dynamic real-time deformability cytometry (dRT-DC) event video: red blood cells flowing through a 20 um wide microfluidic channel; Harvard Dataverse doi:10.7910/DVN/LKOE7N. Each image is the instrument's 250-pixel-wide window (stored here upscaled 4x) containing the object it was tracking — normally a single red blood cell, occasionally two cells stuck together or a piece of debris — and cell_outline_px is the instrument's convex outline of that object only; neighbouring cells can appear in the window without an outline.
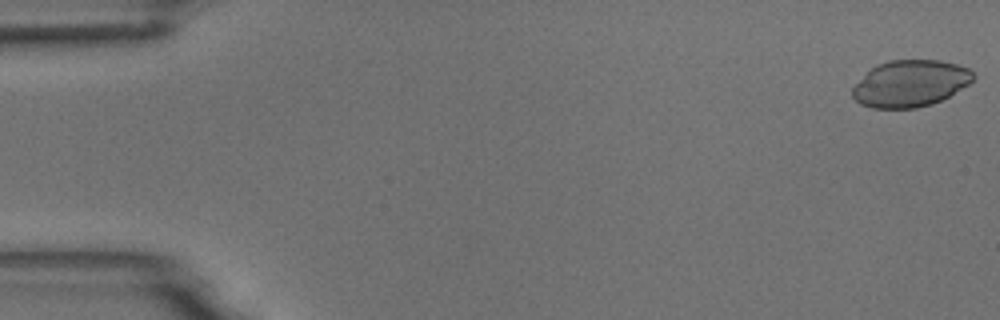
{"species": "common noctule bat (a hibernating species)", "species_latin": "Nyctalus noctula", "temperature_condition": "room temperature", "stored_images_in_passage": 54, "camera_frame_rate_fps": 3000, "um_per_image_px": 0.085, "animal": {"sex": "male", "body_mass_g": 18.8}, "frame": {"image": 1, "passage_image": 1, "time_ms": 0.0, "image_size_px": [1000, 320], "cell_outline_px": [[976, 76], [968, 84], [948, 96], [932, 104], [916, 108], [872, 108], [860, 104], [852, 96], [852, 88], [876, 64], [888, 60], [940, 60], [956, 64], [968, 68]], "centroid_in_image_um": [77.36, 7.09], "position_along_channel_um": 7.6, "area_um2": 32.6}}